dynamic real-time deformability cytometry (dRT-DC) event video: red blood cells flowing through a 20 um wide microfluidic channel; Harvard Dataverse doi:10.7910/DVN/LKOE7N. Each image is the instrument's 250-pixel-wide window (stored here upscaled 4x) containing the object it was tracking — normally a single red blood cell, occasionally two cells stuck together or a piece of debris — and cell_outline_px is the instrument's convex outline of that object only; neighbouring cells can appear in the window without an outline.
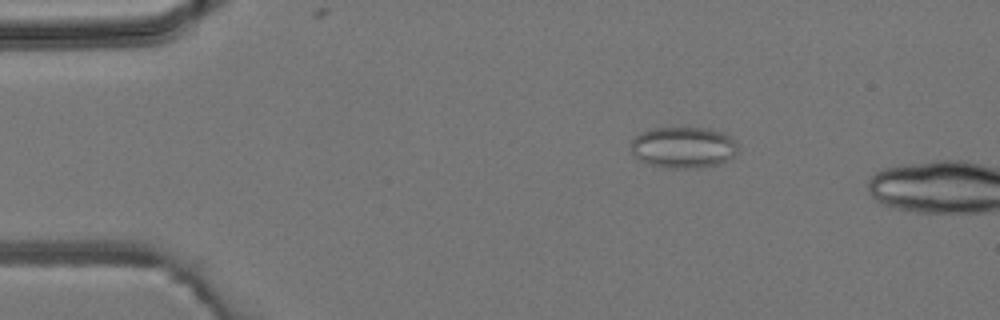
{"species": "common noctule bat (a hibernating species)", "species_latin": "Nyctalus noctula", "temperature_condition": "room temperature", "stored_images_in_passage": 4, "camera_frame_rate_fps": 3000, "um_per_image_px": 0.085, "animal": {"sex": "male", "body_mass_g": 19.2, "forearm_length_mm": 51.8}, "frame": {"image": 1, "passage_image": 3, "time_ms": 2.0, "image_size_px": [1000, 320], "cell_outline_px": [[736, 156], [720, 164], [700, 168], [664, 168], [648, 164], [632, 156], [632, 140], [640, 132], [652, 128], [708, 128], [724, 132], [736, 144]], "centroid_in_image_um": [58.07, 12.54], "position_along_channel_um": 26.9, "area_um2": 25.95}}